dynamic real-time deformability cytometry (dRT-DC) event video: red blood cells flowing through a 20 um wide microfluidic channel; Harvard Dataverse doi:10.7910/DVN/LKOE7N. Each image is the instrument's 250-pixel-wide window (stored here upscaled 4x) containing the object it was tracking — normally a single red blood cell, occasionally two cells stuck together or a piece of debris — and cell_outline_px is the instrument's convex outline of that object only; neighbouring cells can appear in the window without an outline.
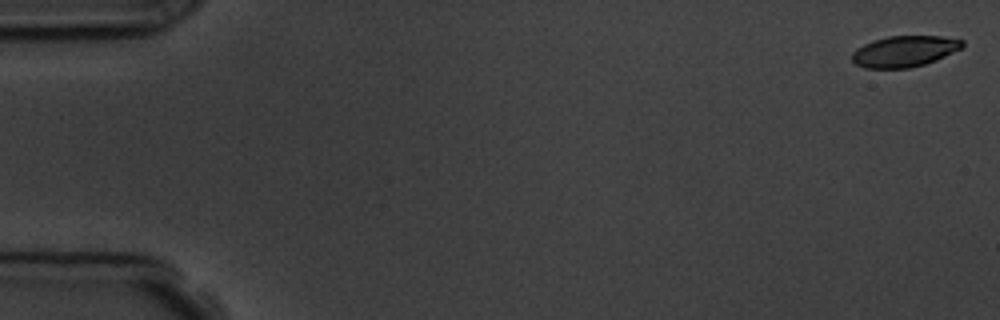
{"species": "common noctule bat (a hibernating species)", "species_latin": "Nyctalus noctula", "temperature_condition": "room temperature", "stored_images_in_passage": 5, "camera_frame_rate_fps": 3000, "um_per_image_px": 0.085, "animal": {"sex": "male", "body_mass_g": 19.5, "forearm_length_mm": 54.6}, "frame": {"image": 1, "passage_image": 1, "time_ms": 0.0, "image_size_px": [1000, 320], "cell_outline_px": [[964, 44], [960, 48], [936, 60], [924, 64], [908, 68], [864, 68], [856, 64], [852, 60], [852, 52], [856, 48], [872, 40], [888, 36], [940, 36], [964, 40]], "centroid_in_image_um": [76.84, 4.36], "position_along_channel_um": 8.2, "area_um2": 19.88}}
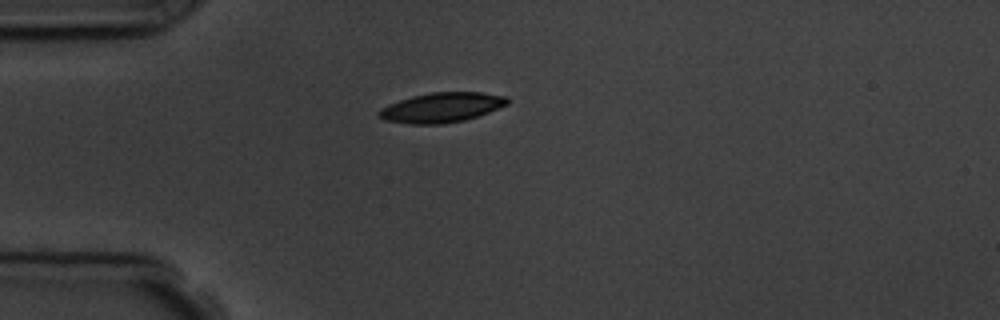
{"frame": {"image": 2, "passage_image": 5, "time_ms": 4.667, "image_size_px": [1000, 320], "cell_outline_px": [[508, 104], [488, 112], [464, 120], [440, 124], [408, 124], [384, 120], [376, 116], [376, 112], [380, 108], [388, 104], [412, 96], [432, 92], [480, 92], [508, 96]], "centroid_in_image_um": [37.49, 9.14], "position_along_channel_um": 47.5, "area_um2": 22.37}}